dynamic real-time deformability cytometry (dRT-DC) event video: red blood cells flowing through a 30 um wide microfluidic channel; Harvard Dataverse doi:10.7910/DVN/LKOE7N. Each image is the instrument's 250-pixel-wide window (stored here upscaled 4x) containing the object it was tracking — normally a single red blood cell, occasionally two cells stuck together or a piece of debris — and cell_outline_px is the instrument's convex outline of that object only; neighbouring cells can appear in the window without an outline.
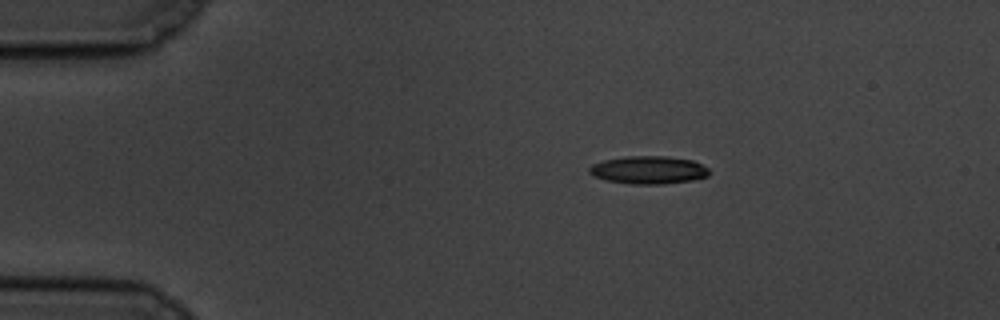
{"species": "common noctule bat (a hibernating species)", "species_latin": "Nyctalus noctula", "temperature_condition": "cold", "stored_images_in_passage": 49, "camera_frame_rate_fps": 3000, "um_per_image_px": 0.085, "animal": {"sex": "male", "body_mass_g": 19.5, "forearm_length_mm": 54.6}, "frame": {"image": 1, "passage_image": 1, "time_ms": 0.0, "image_size_px": [1000, 320], "cell_outline_px": [[708, 176], [692, 180], [664, 184], [632, 184], [604, 180], [592, 176], [588, 172], [588, 168], [592, 164], [604, 160], [624, 156], [668, 156], [692, 160], [708, 168]], "centroid_in_image_um": [55.07, 14.45], "position_along_channel_um": 29.9, "area_um2": 19.59}}
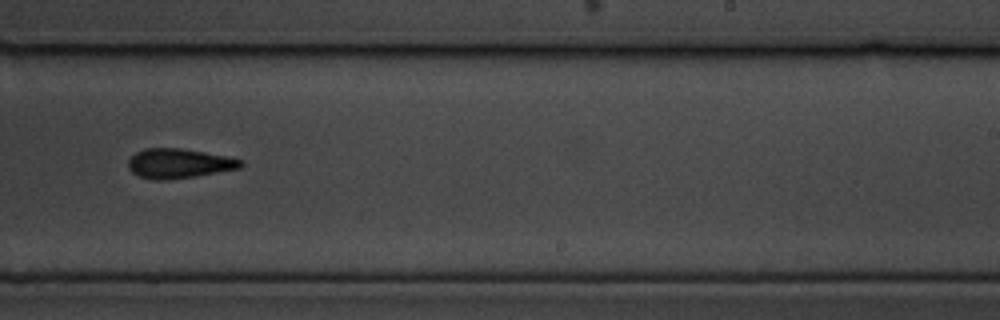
{"frame": {"image": 2, "passage_image": 27, "time_ms": 8.667, "image_size_px": [1000, 320], "cell_outline_px": [[244, 164], [240, 168], [196, 176], [168, 180], [152, 180], [140, 176], [132, 172], [128, 168], [128, 160], [136, 152], [144, 148], [180, 148], [228, 156], [244, 160]], "centroid_in_image_um": [15.22, 13.89], "position_along_channel_um": 273.8, "area_um2": 19.54}}
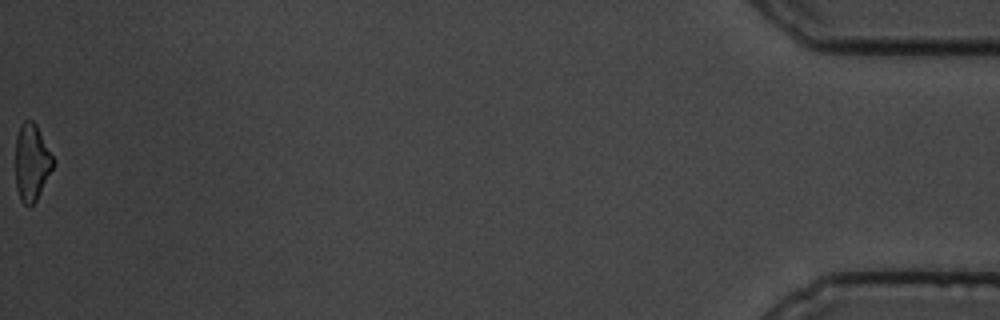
{"frame": {"image": 3, "passage_image": 49, "time_ms": 16.0, "image_size_px": [1000, 320], "cell_outline_px": [[56, 160], [36, 200], [28, 208], [20, 200], [16, 188], [16, 136], [20, 124], [24, 120], [32, 120], [36, 124]], "centroid_in_image_um": [2.69, 13.78], "position_along_channel_um": 432.5, "area_um2": 16.94}, "authors_computed_cell_mechanics": {"area_um2": 19.3052, "velocity_mm_per_s": 3.471, "shape_relaxation_time_tau1_ms": 3.048, "shape_relaxation_time_tau2_ms": 5.202, "deformation_change_tau1": 0.1207, "deformation_change_tau2": 0.1432}}